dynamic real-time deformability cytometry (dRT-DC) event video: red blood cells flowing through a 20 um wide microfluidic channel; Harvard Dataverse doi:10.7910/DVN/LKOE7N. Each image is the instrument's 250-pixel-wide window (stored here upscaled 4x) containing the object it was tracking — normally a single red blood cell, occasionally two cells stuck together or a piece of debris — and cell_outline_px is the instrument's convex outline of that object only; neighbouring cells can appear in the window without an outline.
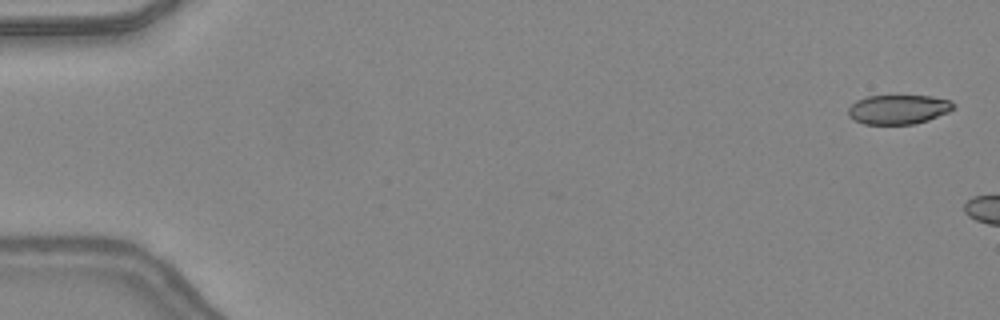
{"species": "common noctule bat (a hibernating species)", "species_latin": "Nyctalus noctula", "temperature_condition": "warm", "stored_images_in_passage": 7, "camera_frame_rate_fps": 3000, "um_per_image_px": 0.085, "animal": {"sex": "female", "body_mass_g": 24.6, "forearm_length_mm": 56.2}, "frame": {"image": 1, "passage_image": 2, "time_ms": 0.333, "image_size_px": [1000, 320], "cell_outline_px": [[956, 108], [948, 112], [928, 120], [916, 124], [864, 124], [848, 116], [848, 108], [856, 100], [868, 96], [932, 96], [952, 100], [956, 104]], "centroid_in_image_um": [76.41, 9.29], "position_along_channel_um": 8.6, "area_um2": 18.15}}